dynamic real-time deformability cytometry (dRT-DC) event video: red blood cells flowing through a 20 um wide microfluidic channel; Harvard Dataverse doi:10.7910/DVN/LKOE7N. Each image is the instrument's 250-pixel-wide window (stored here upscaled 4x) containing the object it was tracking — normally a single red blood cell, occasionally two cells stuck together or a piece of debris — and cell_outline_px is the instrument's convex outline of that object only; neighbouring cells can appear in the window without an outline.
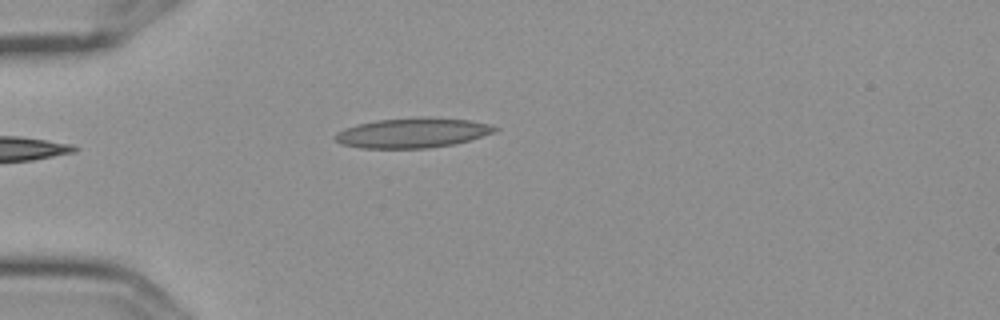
{"species": "Egyptian fruit bat (a non-hibernating species)", "species_latin": "Rousettus aegyptiacus", "temperature_condition": "cold", "stored_images_in_passage": 2, "camera_frame_rate_fps": 3000, "um_per_image_px": 0.085, "frame": {"image": 1, "passage_image": 2, "time_ms": 0.333, "image_size_px": [1000, 320], "cell_outline_px": [[500, 128], [492, 132], [468, 140], [452, 144], [428, 148], [360, 148], [340, 144], [332, 136], [336, 132], [344, 128], [356, 124], [376, 120], [424, 116], [468, 120], [488, 124]], "centroid_in_image_um": [34.97, 11.28], "position_along_channel_um": 50.0, "area_um2": 27.8}}